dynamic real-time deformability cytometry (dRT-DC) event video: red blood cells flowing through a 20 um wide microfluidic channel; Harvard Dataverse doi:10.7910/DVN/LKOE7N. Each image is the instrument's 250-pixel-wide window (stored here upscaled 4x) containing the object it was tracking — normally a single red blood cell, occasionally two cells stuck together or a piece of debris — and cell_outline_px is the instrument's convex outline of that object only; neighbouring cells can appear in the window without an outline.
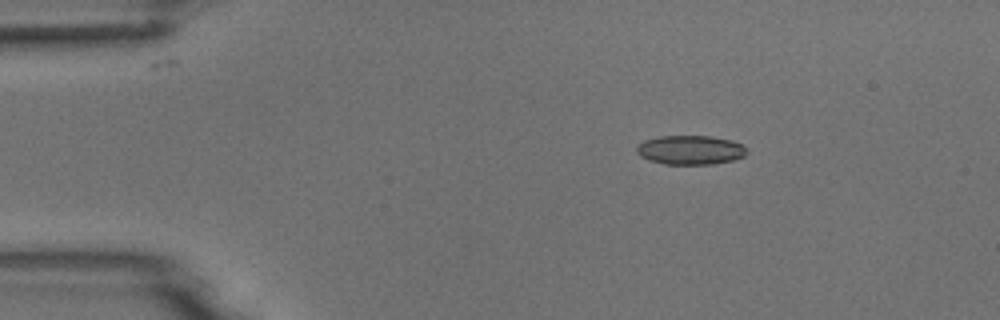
{"species": "common noctule bat (a hibernating species)", "species_latin": "Nyctalus noctula", "temperature_condition": "room temperature", "stored_images_in_passage": 3, "camera_frame_rate_fps": 3000, "um_per_image_px": 0.085, "animal": {"sex": "male", "body_mass_g": 18.8}, "frame": {"image": 1, "passage_image": 1, "time_ms": 0.0, "image_size_px": [1000, 320], "cell_outline_px": [[748, 152], [744, 156], [732, 160], [712, 164], [664, 164], [648, 160], [640, 156], [636, 152], [636, 144], [644, 140], [660, 136], [708, 136], [732, 140], [740, 144]], "centroid_in_image_um": [58.62, 12.75], "position_along_channel_um": 26.4, "area_um2": 18.73}}